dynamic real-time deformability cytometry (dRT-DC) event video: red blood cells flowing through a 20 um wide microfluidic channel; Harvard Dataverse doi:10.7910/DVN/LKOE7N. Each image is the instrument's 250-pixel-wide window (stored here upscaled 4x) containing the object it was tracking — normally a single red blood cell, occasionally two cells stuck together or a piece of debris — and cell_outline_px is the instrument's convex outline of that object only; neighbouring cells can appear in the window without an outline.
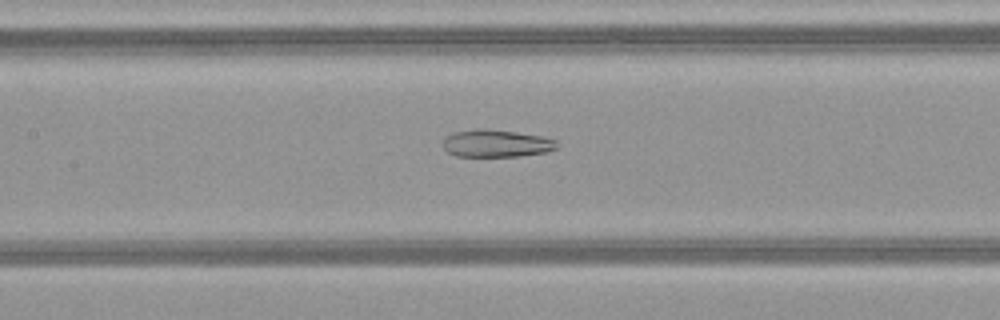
{"species": "common noctule bat (a hibernating species)", "species_latin": "Nyctalus noctula", "temperature_condition": "warm", "stored_images_in_passage": 51, "camera_frame_rate_fps": 3000, "um_per_image_px": 0.085, "animal": {"sex": "female", "body_mass_g": 21.9}, "frame": {"image": 1, "passage_image": 25, "time_ms": 8.0, "image_size_px": [1000, 320], "cell_outline_px": [[556, 148], [544, 152], [520, 156], [456, 156], [448, 152], [444, 148], [444, 136], [456, 132], [480, 128], [488, 128], [516, 132], [540, 136], [556, 140]], "centroid_in_image_um": [42.15, 12.18], "position_along_channel_um": 165.2, "area_um2": 18.03}}
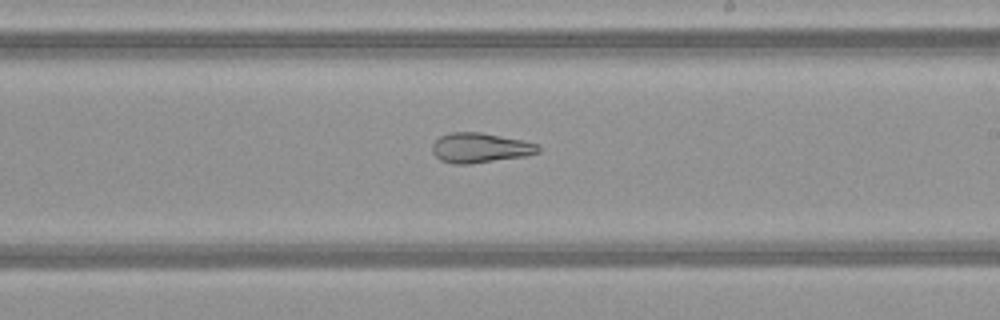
{"frame": {"image": 2, "passage_image": 31, "time_ms": 10.0, "image_size_px": [1000, 320], "cell_outline_px": [[540, 152], [524, 156], [472, 164], [452, 164], [440, 160], [432, 152], [432, 144], [440, 136], [448, 132], [480, 132], [540, 144]], "centroid_in_image_um": [40.79, 12.57], "position_along_channel_um": 248.2, "area_um2": 18.5}}
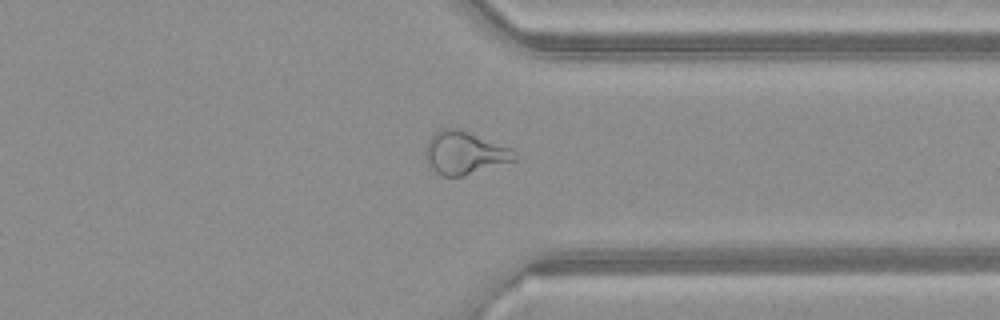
{"frame": {"image": 3, "passage_image": 40, "time_ms": 13.0, "image_size_px": [1000, 320], "cell_outline_px": [[516, 160], [464, 176], [440, 176], [428, 168], [424, 156], [424, 152], [428, 140], [440, 128], [456, 128], [468, 132], [512, 148], [516, 152]], "centroid_in_image_um": [39.44, 13.02], "position_along_channel_um": 372.0, "area_um2": 22.48}, "authors_computed_cell_mechanics": {"area_um2": 25.721, "velocity_mm_per_s": 4.1529, "shape_relaxation_time_tau1_ms": null, "shape_relaxation_time_tau2_ms": 3.1698, "deformation_change_tau1": null, "deformation_change_tau2": 0.1225}}